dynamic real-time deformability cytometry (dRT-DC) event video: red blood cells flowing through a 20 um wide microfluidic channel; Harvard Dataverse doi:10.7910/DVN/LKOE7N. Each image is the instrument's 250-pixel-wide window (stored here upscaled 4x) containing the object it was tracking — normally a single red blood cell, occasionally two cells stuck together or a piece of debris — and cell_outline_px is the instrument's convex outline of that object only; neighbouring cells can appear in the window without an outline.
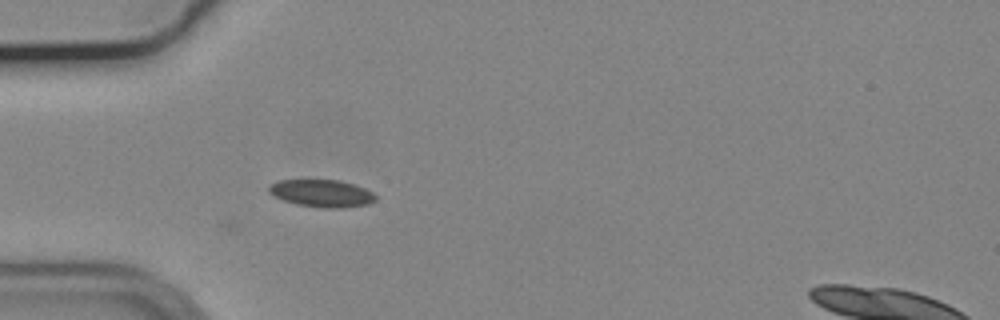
{"species": "common noctule bat (a hibernating species)", "species_latin": "Nyctalus noctula", "temperature_condition": "cold", "stored_images_in_passage": 23, "camera_frame_rate_fps": 3000, "um_per_image_px": 0.085, "animal": {"sex": "male", "body_mass_g": 19.2, "forearm_length_mm": 51.8}, "frame": {"image": 1, "passage_image": 1, "time_ms": 0.0, "image_size_px": [1000, 320], "cell_outline_px": [[376, 200], [368, 204], [344, 208], [324, 208], [296, 204], [284, 200], [268, 192], [268, 184], [276, 180], [340, 180], [364, 188], [372, 192], [376, 196]], "centroid_in_image_um": [27.33, 16.43], "position_along_channel_um": 57.7, "area_um2": 17.05}}
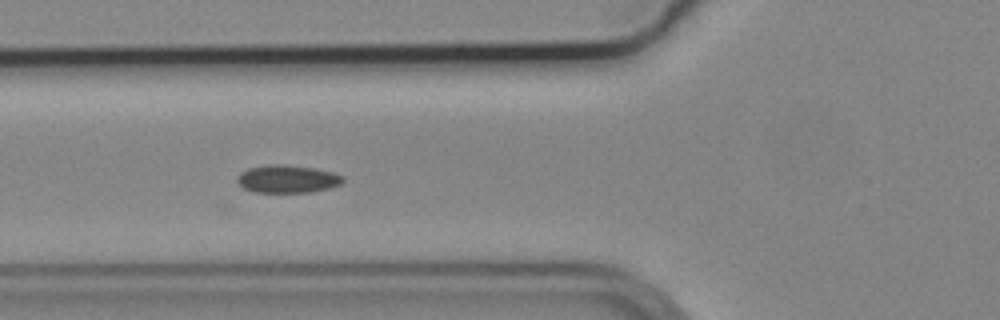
{"frame": {"image": 2, "passage_image": 5, "time_ms": 1.333, "image_size_px": [1000, 320], "cell_outline_px": [[344, 180], [340, 184], [328, 188], [312, 192], [256, 192], [244, 188], [236, 180], [236, 176], [240, 172], [248, 168], [268, 164], [288, 164], [312, 168], [332, 172], [344, 176]], "centroid_in_image_um": [24.41, 15.2], "position_along_channel_um": 101.4, "area_um2": 17.17}}